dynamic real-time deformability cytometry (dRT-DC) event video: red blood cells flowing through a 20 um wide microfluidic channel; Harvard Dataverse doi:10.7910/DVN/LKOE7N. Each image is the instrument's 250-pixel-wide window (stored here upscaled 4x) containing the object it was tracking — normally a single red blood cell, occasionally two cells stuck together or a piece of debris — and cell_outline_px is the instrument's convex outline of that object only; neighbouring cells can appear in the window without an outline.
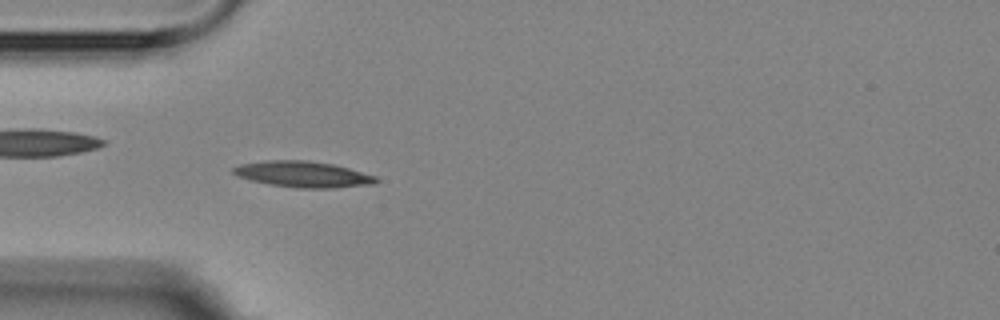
{"species": "Egyptian fruit bat (a non-hibernating species)", "species_latin": "Rousettus aegyptiacus", "temperature_condition": "room temperature", "stored_images_in_passage": 4, "camera_frame_rate_fps": 3000, "um_per_image_px": 0.085, "animal": {"sex": "female"}, "frame": {"image": 1, "passage_image": 4, "time_ms": 3.667, "image_size_px": [1000, 320], "cell_outline_px": [[380, 180], [372, 184], [336, 188], [300, 188], [272, 184], [248, 180], [232, 172], [232, 168], [240, 164], [264, 160], [308, 160], [332, 164], [348, 168], [376, 176]], "centroid_in_image_um": [25.76, 14.81], "position_along_channel_um": 59.2, "area_um2": 21.56}}